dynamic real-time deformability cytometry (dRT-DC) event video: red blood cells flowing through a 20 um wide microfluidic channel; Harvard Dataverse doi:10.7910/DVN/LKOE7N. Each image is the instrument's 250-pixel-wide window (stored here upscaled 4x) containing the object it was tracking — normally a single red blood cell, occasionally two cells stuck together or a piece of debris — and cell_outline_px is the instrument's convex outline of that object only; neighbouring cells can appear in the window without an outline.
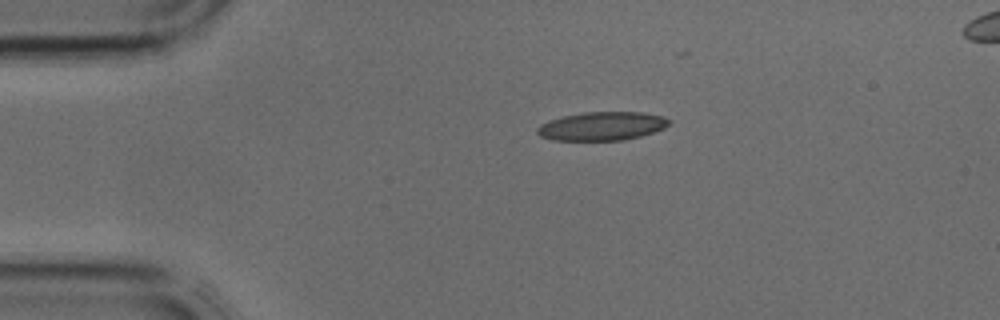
{"species": "common noctule bat (a hibernating species)", "species_latin": "Nyctalus noctula", "temperature_condition": "cold", "stored_images_in_passage": 2, "camera_frame_rate_fps": 3000, "um_per_image_px": 0.085, "animal": {"sex": "male", "body_mass_g": 17.9, "forearm_length_mm": 54.2}, "frame": {"image": 1, "passage_image": 2, "time_ms": 0.333, "image_size_px": [1000, 320], "cell_outline_px": [[672, 120], [664, 128], [640, 136], [624, 140], [552, 140], [540, 136], [536, 132], [536, 128], [540, 124], [548, 120], [564, 116], [584, 112], [640, 112], [664, 116]], "centroid_in_image_um": [51.15, 10.72], "position_along_channel_um": 33.9, "area_um2": 21.96}}